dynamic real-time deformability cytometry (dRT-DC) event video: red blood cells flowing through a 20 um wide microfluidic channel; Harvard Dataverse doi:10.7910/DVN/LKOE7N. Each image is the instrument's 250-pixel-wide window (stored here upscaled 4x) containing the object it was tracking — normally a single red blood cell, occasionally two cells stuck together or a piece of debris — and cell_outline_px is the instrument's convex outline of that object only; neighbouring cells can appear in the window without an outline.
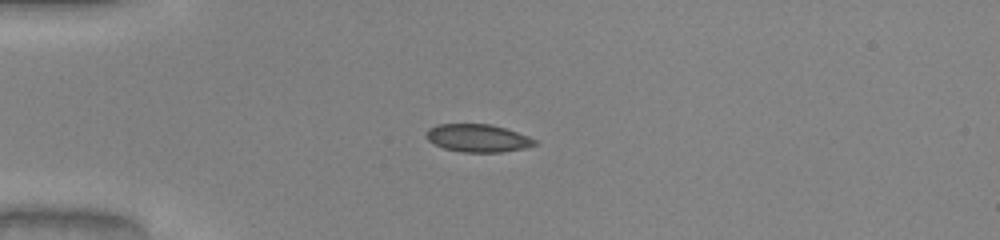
{"species": "common noctule bat (a hibernating species)", "species_latin": "Nyctalus noctula", "temperature_condition": "warm", "stored_images_in_passage": 31, "camera_frame_rate_fps": 3000, "um_per_image_px": 0.085, "animal": {"sex": "male", "body_mass_g": 20.0, "forearm_length_mm": 53.3}, "frame": {"image": 1, "passage_image": 1, "time_ms": 0.0, "image_size_px": [1000, 240], "cell_outline_px": [[540, 144], [524, 148], [500, 152], [464, 152], [444, 148], [428, 140], [424, 136], [424, 132], [428, 128], [436, 124], [492, 124], [528, 136], [536, 140]], "centroid_in_image_um": [40.59, 11.73], "position_along_channel_um": 44.4, "area_um2": 17.63}}
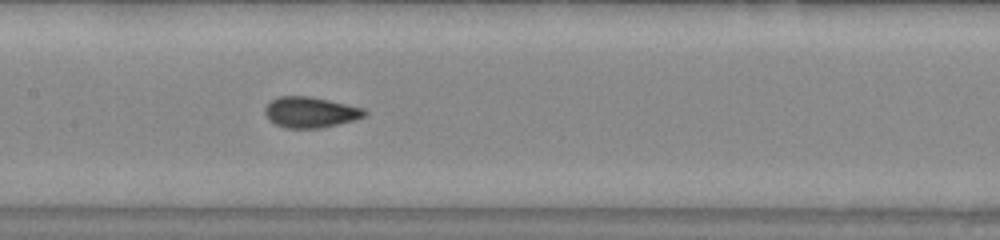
{"frame": {"image": 2, "passage_image": 13, "time_ms": 4.0, "image_size_px": [1000, 240], "cell_outline_px": [[368, 112], [364, 116], [356, 120], [320, 128], [284, 128], [268, 120], [264, 112], [264, 108], [272, 100], [280, 96], [308, 96], [328, 100], [364, 108]], "centroid_in_image_um": [26.38, 9.55], "position_along_channel_um": 181.0, "area_um2": 17.86}}
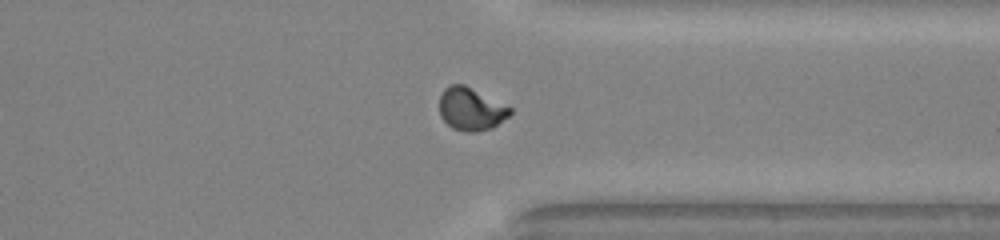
{"frame": {"image": 3, "passage_image": 27, "time_ms": 8.667, "image_size_px": [1000, 240], "cell_outline_px": [[512, 112], [508, 116], [492, 128], [476, 132], [464, 132], [452, 128], [440, 116], [440, 96], [444, 88], [448, 84], [464, 84], [512, 108]], "centroid_in_image_um": [40.01, 9.27], "position_along_channel_um": 371.4, "area_um2": 17.57}, "authors_computed_cell_mechanics": {"area_um2": 17.629, "velocity_mm_per_s": 4.0961, "shape_relaxation_time_tau1_ms": 5.8046, "shape_relaxation_time_tau2_ms": null, "deformation_change_tau1": 0.166, "deformation_change_tau2": null}}